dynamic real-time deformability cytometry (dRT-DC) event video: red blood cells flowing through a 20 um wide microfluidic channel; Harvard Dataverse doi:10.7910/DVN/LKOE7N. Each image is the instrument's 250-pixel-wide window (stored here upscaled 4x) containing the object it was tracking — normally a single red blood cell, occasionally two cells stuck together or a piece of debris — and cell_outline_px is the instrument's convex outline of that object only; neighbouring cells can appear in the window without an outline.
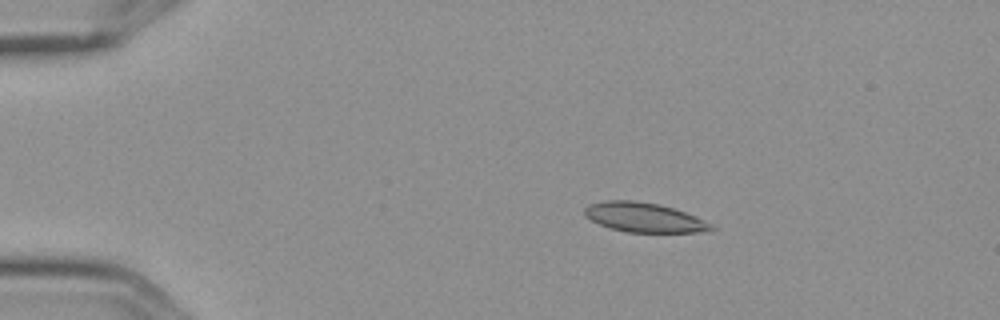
{"species": "Egyptian fruit bat (a non-hibernating species)", "species_latin": "Rousettus aegyptiacus", "temperature_condition": "cold", "stored_images_in_passage": 3, "camera_frame_rate_fps": 3000, "um_per_image_px": 0.085, "frame": {"image": 1, "passage_image": 2, "time_ms": 0.333, "image_size_px": [1000, 320], "cell_outline_px": [[720, 228], [712, 232], [628, 232], [612, 228], [600, 224], [584, 216], [584, 208], [588, 204], [604, 200], [636, 200], [660, 204], [696, 216]], "centroid_in_image_um": [54.8, 18.48], "position_along_channel_um": 30.2, "area_um2": 22.02}}